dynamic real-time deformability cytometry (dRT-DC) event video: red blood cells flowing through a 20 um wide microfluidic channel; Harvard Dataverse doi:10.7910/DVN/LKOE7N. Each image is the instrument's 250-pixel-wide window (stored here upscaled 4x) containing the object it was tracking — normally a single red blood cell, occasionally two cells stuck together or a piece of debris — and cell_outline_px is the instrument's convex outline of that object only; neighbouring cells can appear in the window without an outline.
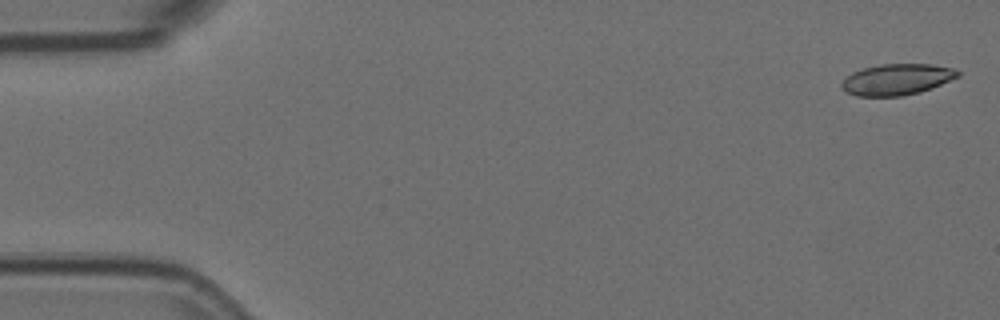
{"species": "Egyptian fruit bat (a non-hibernating species)", "species_latin": "Rousettus aegyptiacus", "temperature_condition": "room temperature", "stored_images_in_passage": 4, "camera_frame_rate_fps": 3000, "um_per_image_px": 0.085, "animal": {"sex": "female"}, "frame": {"image": 1, "passage_image": 1, "time_ms": 0.0, "image_size_px": [1000, 320], "cell_outline_px": [[960, 76], [932, 88], [920, 92], [900, 96], [856, 96], [844, 92], [840, 88], [840, 84], [852, 72], [864, 68], [880, 64], [932, 64], [952, 68], [960, 72]], "centroid_in_image_um": [76.21, 6.76], "position_along_channel_um": 8.8, "area_um2": 21.15}}
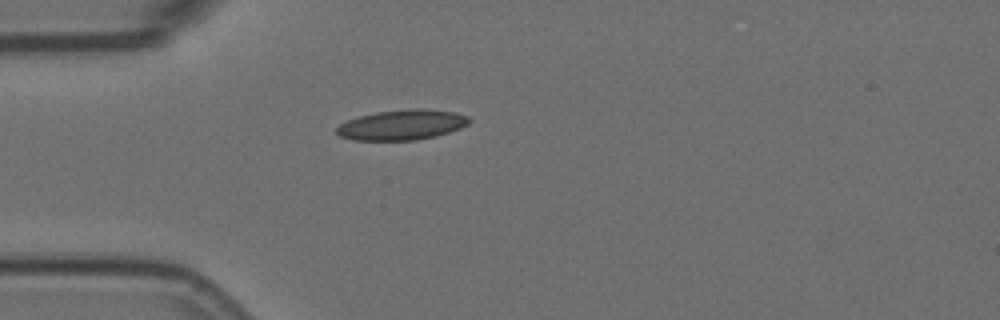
{"frame": {"image": 2, "passage_image": 4, "time_ms": 1.0, "image_size_px": [1000, 320], "cell_outline_px": [[472, 120], [468, 124], [460, 128], [448, 132], [416, 140], [352, 140], [340, 136], [336, 132], [336, 128], [340, 124], [348, 120], [360, 116], [376, 112], [456, 112], [468, 116]], "centroid_in_image_um": [34.1, 10.67], "position_along_channel_um": 50.9, "area_um2": 21.96}}